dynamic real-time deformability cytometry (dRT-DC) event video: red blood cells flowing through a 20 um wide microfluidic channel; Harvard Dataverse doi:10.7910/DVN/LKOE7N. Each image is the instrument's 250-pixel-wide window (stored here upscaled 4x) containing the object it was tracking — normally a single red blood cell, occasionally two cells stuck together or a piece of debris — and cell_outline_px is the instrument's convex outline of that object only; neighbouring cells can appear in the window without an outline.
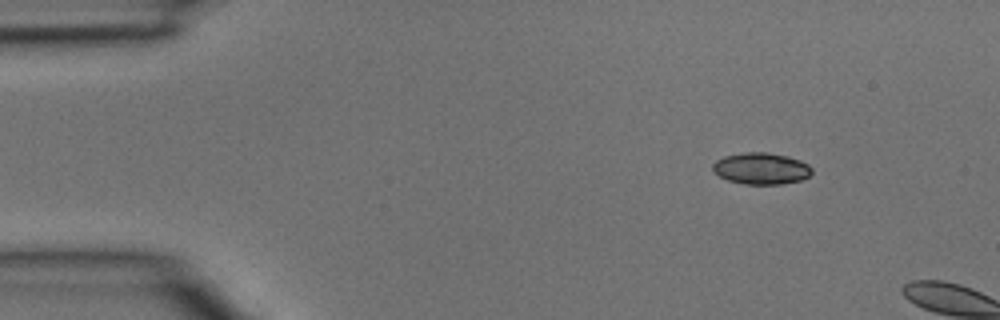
{"species": "common noctule bat (a hibernating species)", "species_latin": "Nyctalus noctula", "temperature_condition": "room temperature", "stored_images_in_passage": 2, "camera_frame_rate_fps": 3000, "um_per_image_px": 0.085, "animal": {"sex": "male", "body_mass_g": 15.6}, "frame": {"image": 1, "passage_image": 1, "time_ms": 0.0, "image_size_px": [1000, 320], "cell_outline_px": [[812, 172], [808, 176], [800, 180], [780, 184], [744, 184], [728, 180], [712, 172], [712, 164], [716, 160], [724, 156], [744, 152], [768, 152], [788, 156], [800, 160], [808, 164], [812, 168]], "centroid_in_image_um": [64.68, 14.31], "position_along_channel_um": 20.3, "area_um2": 18.32}}